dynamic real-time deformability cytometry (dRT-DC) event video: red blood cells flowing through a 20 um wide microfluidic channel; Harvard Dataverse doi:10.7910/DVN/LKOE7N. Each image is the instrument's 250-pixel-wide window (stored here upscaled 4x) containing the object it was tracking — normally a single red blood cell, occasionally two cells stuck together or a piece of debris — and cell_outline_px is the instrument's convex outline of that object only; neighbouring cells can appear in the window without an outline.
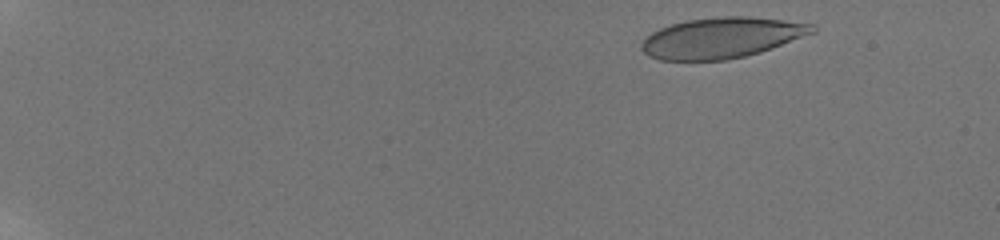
{"species": "human", "species_latin": "Homo sapiens", "temperature_condition": "room temperature", "stored_images_in_passage": 10, "camera_frame_rate_fps": 3000, "um_per_image_px": 0.085, "donor": {"sex": "male"}, "frame": {"image": 1, "passage_image": 2, "time_ms": 1.0, "image_size_px": [1000, 240], "cell_outline_px": [[816, 32], [760, 52], [728, 60], [660, 60], [648, 56], [640, 48], [640, 44], [652, 32], [660, 28], [684, 20], [724, 16], [748, 16], [784, 20], [816, 24]], "centroid_in_image_um": [61.35, 3.21], "position_along_channel_um": 23.7, "area_um2": 40.52}}
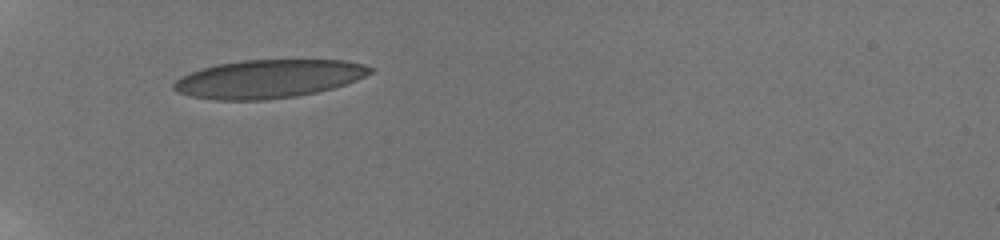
{"frame": {"image": 2, "passage_image": 7, "time_ms": 5.667, "image_size_px": [1000, 240], "cell_outline_px": [[376, 68], [372, 72], [356, 80], [332, 88], [316, 92], [296, 96], [264, 100], [216, 100], [192, 96], [180, 92], [172, 88], [172, 84], [180, 76], [216, 64], [244, 60], [344, 60], [364, 64]], "centroid_in_image_um": [22.84, 6.7], "position_along_channel_um": 62.2, "area_um2": 43.64}}